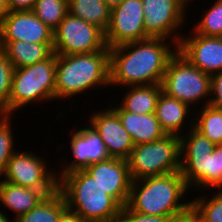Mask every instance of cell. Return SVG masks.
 <instances>
[{
  "instance_id": "cell-1",
  "label": "cell",
  "mask_w": 222,
  "mask_h": 222,
  "mask_svg": "<svg viewBox=\"0 0 222 222\" xmlns=\"http://www.w3.org/2000/svg\"><path fill=\"white\" fill-rule=\"evenodd\" d=\"M177 51V42L159 37L109 48L110 86L122 89L121 86L161 84L168 63Z\"/></svg>"
},
{
  "instance_id": "cell-2",
  "label": "cell",
  "mask_w": 222,
  "mask_h": 222,
  "mask_svg": "<svg viewBox=\"0 0 222 222\" xmlns=\"http://www.w3.org/2000/svg\"><path fill=\"white\" fill-rule=\"evenodd\" d=\"M190 120L184 129L188 132L180 136V172L185 183L189 190L222 189V144L211 142L194 128V118Z\"/></svg>"
},
{
  "instance_id": "cell-3",
  "label": "cell",
  "mask_w": 222,
  "mask_h": 222,
  "mask_svg": "<svg viewBox=\"0 0 222 222\" xmlns=\"http://www.w3.org/2000/svg\"><path fill=\"white\" fill-rule=\"evenodd\" d=\"M187 192L180 171L133 180L126 206L140 214L171 217L191 204V201H183Z\"/></svg>"
},
{
  "instance_id": "cell-4",
  "label": "cell",
  "mask_w": 222,
  "mask_h": 222,
  "mask_svg": "<svg viewBox=\"0 0 222 222\" xmlns=\"http://www.w3.org/2000/svg\"><path fill=\"white\" fill-rule=\"evenodd\" d=\"M110 86L109 50L87 54H56L55 100ZM65 98V99H64Z\"/></svg>"
},
{
  "instance_id": "cell-5",
  "label": "cell",
  "mask_w": 222,
  "mask_h": 222,
  "mask_svg": "<svg viewBox=\"0 0 222 222\" xmlns=\"http://www.w3.org/2000/svg\"><path fill=\"white\" fill-rule=\"evenodd\" d=\"M58 190L66 206L84 222H117L122 206L84 169L64 174Z\"/></svg>"
},
{
  "instance_id": "cell-6",
  "label": "cell",
  "mask_w": 222,
  "mask_h": 222,
  "mask_svg": "<svg viewBox=\"0 0 222 222\" xmlns=\"http://www.w3.org/2000/svg\"><path fill=\"white\" fill-rule=\"evenodd\" d=\"M56 54L27 67L15 68L9 99V115L28 104L55 99ZM46 100V101H44Z\"/></svg>"
},
{
  "instance_id": "cell-7",
  "label": "cell",
  "mask_w": 222,
  "mask_h": 222,
  "mask_svg": "<svg viewBox=\"0 0 222 222\" xmlns=\"http://www.w3.org/2000/svg\"><path fill=\"white\" fill-rule=\"evenodd\" d=\"M126 160L132 181L179 172L180 136L165 135L151 143L134 145Z\"/></svg>"
},
{
  "instance_id": "cell-8",
  "label": "cell",
  "mask_w": 222,
  "mask_h": 222,
  "mask_svg": "<svg viewBox=\"0 0 222 222\" xmlns=\"http://www.w3.org/2000/svg\"><path fill=\"white\" fill-rule=\"evenodd\" d=\"M161 85L162 92L167 96L178 99L191 108L199 102L200 105L210 103L211 76L192 65L178 51L170 59Z\"/></svg>"
},
{
  "instance_id": "cell-9",
  "label": "cell",
  "mask_w": 222,
  "mask_h": 222,
  "mask_svg": "<svg viewBox=\"0 0 222 222\" xmlns=\"http://www.w3.org/2000/svg\"><path fill=\"white\" fill-rule=\"evenodd\" d=\"M109 50L105 32L69 12L53 31V51L59 55H75Z\"/></svg>"
},
{
  "instance_id": "cell-10",
  "label": "cell",
  "mask_w": 222,
  "mask_h": 222,
  "mask_svg": "<svg viewBox=\"0 0 222 222\" xmlns=\"http://www.w3.org/2000/svg\"><path fill=\"white\" fill-rule=\"evenodd\" d=\"M30 150L16 151L10 160L2 177L3 181L15 185L43 191L47 196L58 189V179L55 169L48 170L46 161ZM53 171V172H52Z\"/></svg>"
},
{
  "instance_id": "cell-11",
  "label": "cell",
  "mask_w": 222,
  "mask_h": 222,
  "mask_svg": "<svg viewBox=\"0 0 222 222\" xmlns=\"http://www.w3.org/2000/svg\"><path fill=\"white\" fill-rule=\"evenodd\" d=\"M142 4L146 34L179 43L182 34L177 33L185 23L188 3L184 0H142Z\"/></svg>"
},
{
  "instance_id": "cell-12",
  "label": "cell",
  "mask_w": 222,
  "mask_h": 222,
  "mask_svg": "<svg viewBox=\"0 0 222 222\" xmlns=\"http://www.w3.org/2000/svg\"><path fill=\"white\" fill-rule=\"evenodd\" d=\"M149 38L144 28L142 0H124L111 10L110 22L105 31L109 48Z\"/></svg>"
},
{
  "instance_id": "cell-13",
  "label": "cell",
  "mask_w": 222,
  "mask_h": 222,
  "mask_svg": "<svg viewBox=\"0 0 222 222\" xmlns=\"http://www.w3.org/2000/svg\"><path fill=\"white\" fill-rule=\"evenodd\" d=\"M191 33L181 37L178 52L205 74L212 76L222 71V37Z\"/></svg>"
},
{
  "instance_id": "cell-14",
  "label": "cell",
  "mask_w": 222,
  "mask_h": 222,
  "mask_svg": "<svg viewBox=\"0 0 222 222\" xmlns=\"http://www.w3.org/2000/svg\"><path fill=\"white\" fill-rule=\"evenodd\" d=\"M84 170L122 207L126 206L132 182L126 159L109 157Z\"/></svg>"
},
{
  "instance_id": "cell-15",
  "label": "cell",
  "mask_w": 222,
  "mask_h": 222,
  "mask_svg": "<svg viewBox=\"0 0 222 222\" xmlns=\"http://www.w3.org/2000/svg\"><path fill=\"white\" fill-rule=\"evenodd\" d=\"M69 144L74 159L71 160L70 164H66L68 162L65 160L62 161V170L56 172L58 180L64 174L85 169L90 164L98 163L110 157L100 135L90 125L78 128L70 137Z\"/></svg>"
},
{
  "instance_id": "cell-16",
  "label": "cell",
  "mask_w": 222,
  "mask_h": 222,
  "mask_svg": "<svg viewBox=\"0 0 222 222\" xmlns=\"http://www.w3.org/2000/svg\"><path fill=\"white\" fill-rule=\"evenodd\" d=\"M53 43V30L32 11H10L0 21V41Z\"/></svg>"
},
{
  "instance_id": "cell-17",
  "label": "cell",
  "mask_w": 222,
  "mask_h": 222,
  "mask_svg": "<svg viewBox=\"0 0 222 222\" xmlns=\"http://www.w3.org/2000/svg\"><path fill=\"white\" fill-rule=\"evenodd\" d=\"M88 125L100 135L110 157L127 159L134 148L128 131L122 126L118 114L109 106L90 114Z\"/></svg>"
},
{
  "instance_id": "cell-18",
  "label": "cell",
  "mask_w": 222,
  "mask_h": 222,
  "mask_svg": "<svg viewBox=\"0 0 222 222\" xmlns=\"http://www.w3.org/2000/svg\"><path fill=\"white\" fill-rule=\"evenodd\" d=\"M115 103L116 102L113 101L109 106L118 114L122 126L130 134L134 145L151 143L163 138L166 135L165 132L161 129L160 123L155 113H131L123 110Z\"/></svg>"
},
{
  "instance_id": "cell-19",
  "label": "cell",
  "mask_w": 222,
  "mask_h": 222,
  "mask_svg": "<svg viewBox=\"0 0 222 222\" xmlns=\"http://www.w3.org/2000/svg\"><path fill=\"white\" fill-rule=\"evenodd\" d=\"M190 110L191 107L188 104L161 92L156 103L155 114L166 135L181 136L182 128L185 126L183 124H186V119H190L188 116L193 114Z\"/></svg>"
},
{
  "instance_id": "cell-20",
  "label": "cell",
  "mask_w": 222,
  "mask_h": 222,
  "mask_svg": "<svg viewBox=\"0 0 222 222\" xmlns=\"http://www.w3.org/2000/svg\"><path fill=\"white\" fill-rule=\"evenodd\" d=\"M0 49L7 55L14 68L31 66L48 59L53 53V43L25 41H0Z\"/></svg>"
},
{
  "instance_id": "cell-21",
  "label": "cell",
  "mask_w": 222,
  "mask_h": 222,
  "mask_svg": "<svg viewBox=\"0 0 222 222\" xmlns=\"http://www.w3.org/2000/svg\"><path fill=\"white\" fill-rule=\"evenodd\" d=\"M46 196L41 190L26 188L0 180V203L15 213V219L28 213Z\"/></svg>"
},
{
  "instance_id": "cell-22",
  "label": "cell",
  "mask_w": 222,
  "mask_h": 222,
  "mask_svg": "<svg viewBox=\"0 0 222 222\" xmlns=\"http://www.w3.org/2000/svg\"><path fill=\"white\" fill-rule=\"evenodd\" d=\"M127 89L119 105L123 110L137 114L155 113L156 103L162 92L161 84L128 86Z\"/></svg>"
},
{
  "instance_id": "cell-23",
  "label": "cell",
  "mask_w": 222,
  "mask_h": 222,
  "mask_svg": "<svg viewBox=\"0 0 222 222\" xmlns=\"http://www.w3.org/2000/svg\"><path fill=\"white\" fill-rule=\"evenodd\" d=\"M68 12L104 32L109 26L111 9L103 0H68Z\"/></svg>"
},
{
  "instance_id": "cell-24",
  "label": "cell",
  "mask_w": 222,
  "mask_h": 222,
  "mask_svg": "<svg viewBox=\"0 0 222 222\" xmlns=\"http://www.w3.org/2000/svg\"><path fill=\"white\" fill-rule=\"evenodd\" d=\"M66 208L65 198L57 189L28 213L18 217L16 222H58L60 214Z\"/></svg>"
},
{
  "instance_id": "cell-25",
  "label": "cell",
  "mask_w": 222,
  "mask_h": 222,
  "mask_svg": "<svg viewBox=\"0 0 222 222\" xmlns=\"http://www.w3.org/2000/svg\"><path fill=\"white\" fill-rule=\"evenodd\" d=\"M201 109L192 116L194 128L216 145L222 144V109L210 105H204Z\"/></svg>"
},
{
  "instance_id": "cell-26",
  "label": "cell",
  "mask_w": 222,
  "mask_h": 222,
  "mask_svg": "<svg viewBox=\"0 0 222 222\" xmlns=\"http://www.w3.org/2000/svg\"><path fill=\"white\" fill-rule=\"evenodd\" d=\"M32 12L54 31L68 13V0H36Z\"/></svg>"
},
{
  "instance_id": "cell-27",
  "label": "cell",
  "mask_w": 222,
  "mask_h": 222,
  "mask_svg": "<svg viewBox=\"0 0 222 222\" xmlns=\"http://www.w3.org/2000/svg\"><path fill=\"white\" fill-rule=\"evenodd\" d=\"M210 5L192 31L202 36L222 37V0H216Z\"/></svg>"
},
{
  "instance_id": "cell-28",
  "label": "cell",
  "mask_w": 222,
  "mask_h": 222,
  "mask_svg": "<svg viewBox=\"0 0 222 222\" xmlns=\"http://www.w3.org/2000/svg\"><path fill=\"white\" fill-rule=\"evenodd\" d=\"M218 190L210 199L203 194L190 200L202 222H222V189Z\"/></svg>"
},
{
  "instance_id": "cell-29",
  "label": "cell",
  "mask_w": 222,
  "mask_h": 222,
  "mask_svg": "<svg viewBox=\"0 0 222 222\" xmlns=\"http://www.w3.org/2000/svg\"><path fill=\"white\" fill-rule=\"evenodd\" d=\"M11 115H0V178L4 175L7 162L17 151L15 150ZM12 127V128H11Z\"/></svg>"
},
{
  "instance_id": "cell-30",
  "label": "cell",
  "mask_w": 222,
  "mask_h": 222,
  "mask_svg": "<svg viewBox=\"0 0 222 222\" xmlns=\"http://www.w3.org/2000/svg\"><path fill=\"white\" fill-rule=\"evenodd\" d=\"M14 70V65L0 49V113L3 115H9V99Z\"/></svg>"
},
{
  "instance_id": "cell-31",
  "label": "cell",
  "mask_w": 222,
  "mask_h": 222,
  "mask_svg": "<svg viewBox=\"0 0 222 222\" xmlns=\"http://www.w3.org/2000/svg\"><path fill=\"white\" fill-rule=\"evenodd\" d=\"M169 218L170 217L140 214L124 206L121 209L117 222H169Z\"/></svg>"
},
{
  "instance_id": "cell-32",
  "label": "cell",
  "mask_w": 222,
  "mask_h": 222,
  "mask_svg": "<svg viewBox=\"0 0 222 222\" xmlns=\"http://www.w3.org/2000/svg\"><path fill=\"white\" fill-rule=\"evenodd\" d=\"M209 105L222 109V71L211 76Z\"/></svg>"
},
{
  "instance_id": "cell-33",
  "label": "cell",
  "mask_w": 222,
  "mask_h": 222,
  "mask_svg": "<svg viewBox=\"0 0 222 222\" xmlns=\"http://www.w3.org/2000/svg\"><path fill=\"white\" fill-rule=\"evenodd\" d=\"M169 222H202L197 210L189 204L184 210L172 215Z\"/></svg>"
},
{
  "instance_id": "cell-34",
  "label": "cell",
  "mask_w": 222,
  "mask_h": 222,
  "mask_svg": "<svg viewBox=\"0 0 222 222\" xmlns=\"http://www.w3.org/2000/svg\"><path fill=\"white\" fill-rule=\"evenodd\" d=\"M36 0H7L10 11H32Z\"/></svg>"
},
{
  "instance_id": "cell-35",
  "label": "cell",
  "mask_w": 222,
  "mask_h": 222,
  "mask_svg": "<svg viewBox=\"0 0 222 222\" xmlns=\"http://www.w3.org/2000/svg\"><path fill=\"white\" fill-rule=\"evenodd\" d=\"M58 222H84L82 218L75 212L66 208L59 216Z\"/></svg>"
},
{
  "instance_id": "cell-36",
  "label": "cell",
  "mask_w": 222,
  "mask_h": 222,
  "mask_svg": "<svg viewBox=\"0 0 222 222\" xmlns=\"http://www.w3.org/2000/svg\"><path fill=\"white\" fill-rule=\"evenodd\" d=\"M10 12L7 0H0V21Z\"/></svg>"
},
{
  "instance_id": "cell-37",
  "label": "cell",
  "mask_w": 222,
  "mask_h": 222,
  "mask_svg": "<svg viewBox=\"0 0 222 222\" xmlns=\"http://www.w3.org/2000/svg\"><path fill=\"white\" fill-rule=\"evenodd\" d=\"M103 1L112 10L113 8L120 5L124 0H103Z\"/></svg>"
},
{
  "instance_id": "cell-38",
  "label": "cell",
  "mask_w": 222,
  "mask_h": 222,
  "mask_svg": "<svg viewBox=\"0 0 222 222\" xmlns=\"http://www.w3.org/2000/svg\"><path fill=\"white\" fill-rule=\"evenodd\" d=\"M6 215L7 214H3L2 210H0V222H16L15 218H13V220H9Z\"/></svg>"
},
{
  "instance_id": "cell-39",
  "label": "cell",
  "mask_w": 222,
  "mask_h": 222,
  "mask_svg": "<svg viewBox=\"0 0 222 222\" xmlns=\"http://www.w3.org/2000/svg\"><path fill=\"white\" fill-rule=\"evenodd\" d=\"M185 2H187L188 4H191L190 2L192 1V0H184Z\"/></svg>"
}]
</instances>
